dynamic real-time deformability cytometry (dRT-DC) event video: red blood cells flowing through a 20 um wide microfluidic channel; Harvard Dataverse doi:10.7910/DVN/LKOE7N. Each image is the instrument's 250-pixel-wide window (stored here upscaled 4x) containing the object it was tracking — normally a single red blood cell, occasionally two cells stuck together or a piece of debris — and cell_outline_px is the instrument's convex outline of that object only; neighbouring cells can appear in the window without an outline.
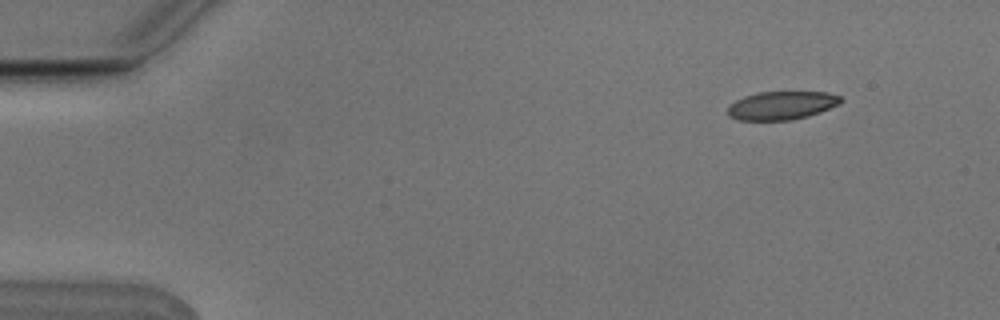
{"species": "Egyptian fruit bat (a non-hibernating species)", "species_latin": "Rousettus aegyptiacus", "temperature_condition": "cold", "stored_images_in_passage": 4, "camera_frame_rate_fps": 3000, "um_per_image_px": 0.085, "animal": {"sex": "male"}, "frame": {"image": 1, "passage_image": 2, "time_ms": 0.333, "image_size_px": [1000, 320], "cell_outline_px": [[844, 100], [840, 104], [820, 112], [808, 116], [792, 120], [740, 120], [728, 116], [728, 104], [744, 96], [760, 92], [828, 92], [840, 96]], "centroid_in_image_um": [66.45, 8.96], "position_along_channel_um": 18.5, "area_um2": 18.79}}